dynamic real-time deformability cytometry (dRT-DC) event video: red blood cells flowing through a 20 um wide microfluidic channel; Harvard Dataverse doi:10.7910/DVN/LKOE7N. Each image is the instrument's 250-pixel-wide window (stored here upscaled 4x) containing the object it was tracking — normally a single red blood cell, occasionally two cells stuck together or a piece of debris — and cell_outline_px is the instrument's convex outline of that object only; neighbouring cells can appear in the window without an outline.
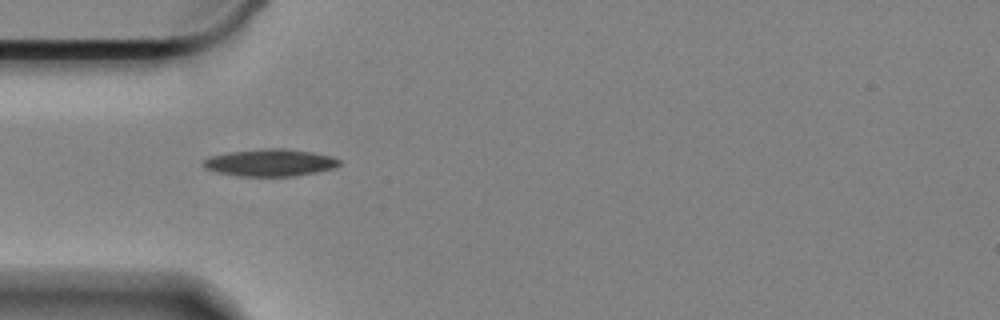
{"species": "Egyptian fruit bat (a non-hibernating species)", "species_latin": "Rousettus aegyptiacus", "temperature_condition": "cold", "stored_images_in_passage": 26, "camera_frame_rate_fps": 3000, "um_per_image_px": 0.085, "animal": {"sex": "female"}, "frame": {"image": 1, "passage_image": 1, "time_ms": 0.0, "image_size_px": [1000, 320], "cell_outline_px": [[340, 164], [332, 168], [316, 172], [292, 176], [240, 176], [216, 172], [204, 168], [204, 160], [208, 156], [228, 152], [268, 148], [284, 148], [312, 152], [328, 156], [340, 160]], "centroid_in_image_um": [22.91, 13.82], "position_along_channel_um": 62.1, "area_um2": 21.33}}
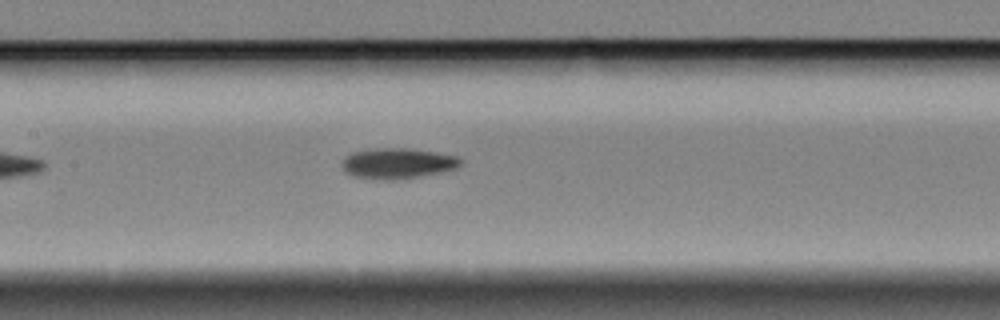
{"frame": {"image": 2, "passage_image": 11, "time_ms": 3.333, "image_size_px": [1000, 320], "cell_outline_px": [[460, 164], [456, 168], [440, 172], [392, 180], [384, 180], [352, 176], [344, 168], [344, 156], [352, 152], [368, 148], [408, 148], [436, 152], [456, 156], [460, 160]], "centroid_in_image_um": [33.76, 13.86], "position_along_channel_um": 173.6, "area_um2": 20.81}}
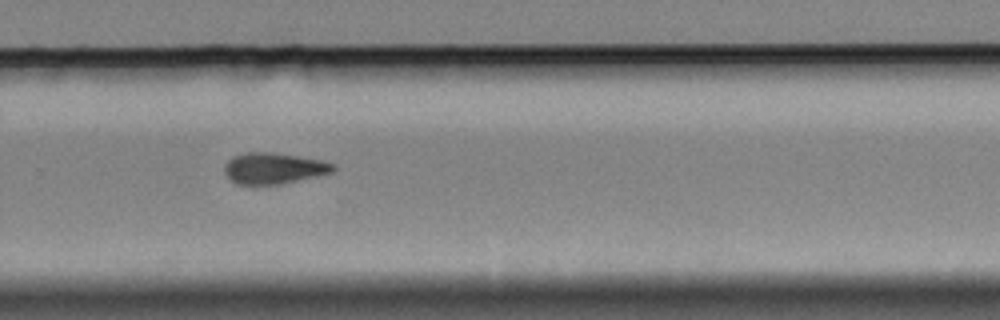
{"frame": {"image": 3, "passage_image": 23, "time_ms": 7.333, "image_size_px": [1000, 320], "cell_outline_px": [[336, 168], [332, 172], [316, 176], [280, 184], [236, 184], [224, 172], [224, 164], [232, 156], [248, 152], [272, 152], [320, 160], [336, 164]], "centroid_in_image_um": [23.25, 14.3], "position_along_channel_um": 306.6, "area_um2": 19.54}}